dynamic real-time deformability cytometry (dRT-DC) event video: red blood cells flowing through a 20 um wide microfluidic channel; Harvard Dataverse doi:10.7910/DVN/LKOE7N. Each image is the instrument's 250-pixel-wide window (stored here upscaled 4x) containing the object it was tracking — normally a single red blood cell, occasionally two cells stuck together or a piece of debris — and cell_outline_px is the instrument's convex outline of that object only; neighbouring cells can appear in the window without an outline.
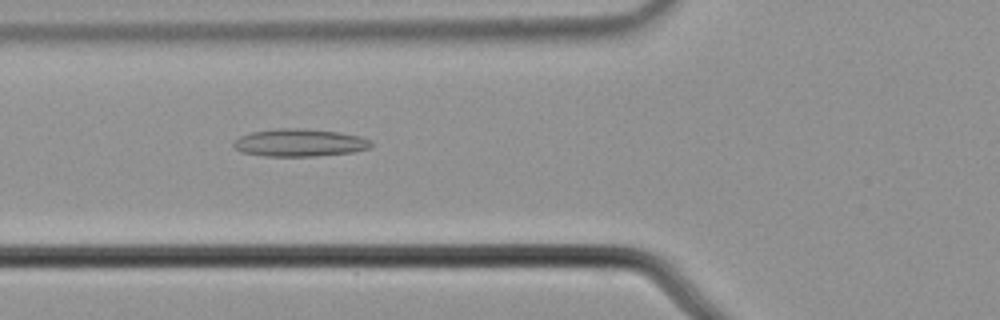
{"species": "common noctule bat (a hibernating species)", "species_latin": "Nyctalus noctula", "temperature_condition": "cold", "stored_images_in_passage": 45, "camera_frame_rate_fps": 3000, "um_per_image_px": 0.085, "animal": {"sex": "male", "body_mass_g": 21.5, "forearm_length_mm": 52.0}, "frame": {"image": 1, "passage_image": 10, "time_ms": 3.0, "image_size_px": [1000, 320], "cell_outline_px": [[372, 148], [352, 152], [312, 156], [264, 156], [240, 152], [232, 144], [240, 136], [252, 132], [276, 128], [300, 128], [340, 132], [360, 136], [372, 140]], "centroid_in_image_um": [25.49, 12.12], "position_along_channel_um": 100.3, "area_um2": 22.2}}
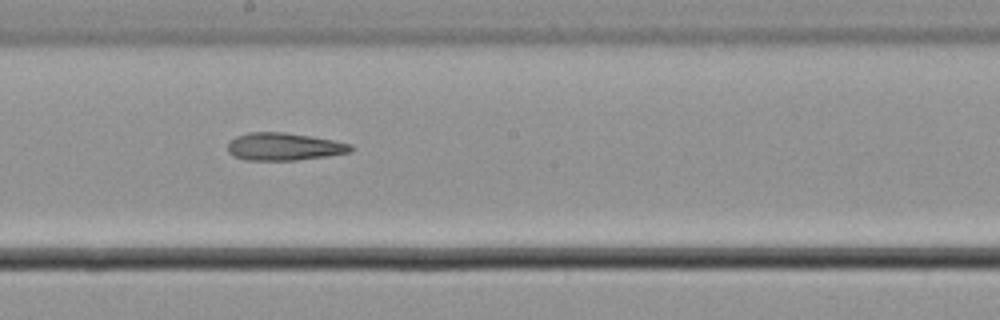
{"frame": {"image": 2, "passage_image": 20, "time_ms": 6.333, "image_size_px": [1000, 320], "cell_outline_px": [[352, 148], [348, 152], [324, 156], [296, 160], [244, 160], [228, 152], [228, 144], [236, 136], [248, 132], [284, 132], [332, 140], [352, 144]], "centroid_in_image_um": [24.1, 12.46], "position_along_channel_um": 224.1, "area_um2": 19.42}}
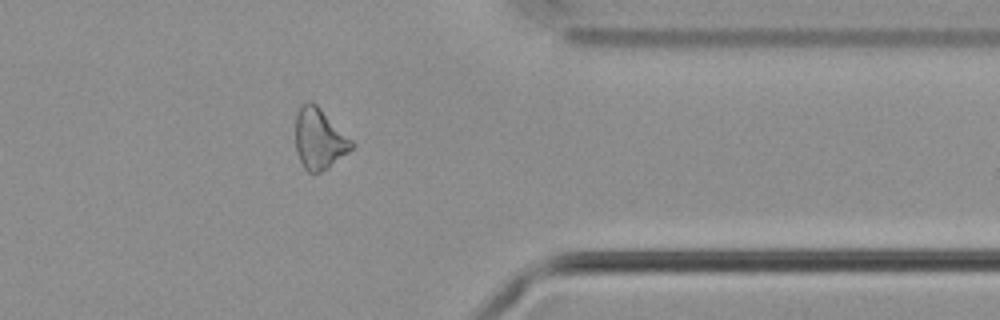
{"frame": {"image": 3, "passage_image": 34, "time_ms": 11.0, "image_size_px": [1000, 320], "cell_outline_px": [[356, 144], [348, 152], [328, 168], [312, 176], [304, 168], [296, 152], [296, 116], [300, 104], [308, 100], [312, 100]], "centroid_in_image_um": [27.12, 11.81], "position_along_channel_um": 384.3, "area_um2": 20.0}, "authors_computed_cell_mechanics": {"area_um2": 20.2878, "velocity_mm_per_s": 3.7021, "shape_relaxation_time_tau1_ms": 8.177, "shape_relaxation_time_tau2_ms": 8.7808, "deformation_change_tau1": 0.1464, "deformation_change_tau2": 0.2251}}